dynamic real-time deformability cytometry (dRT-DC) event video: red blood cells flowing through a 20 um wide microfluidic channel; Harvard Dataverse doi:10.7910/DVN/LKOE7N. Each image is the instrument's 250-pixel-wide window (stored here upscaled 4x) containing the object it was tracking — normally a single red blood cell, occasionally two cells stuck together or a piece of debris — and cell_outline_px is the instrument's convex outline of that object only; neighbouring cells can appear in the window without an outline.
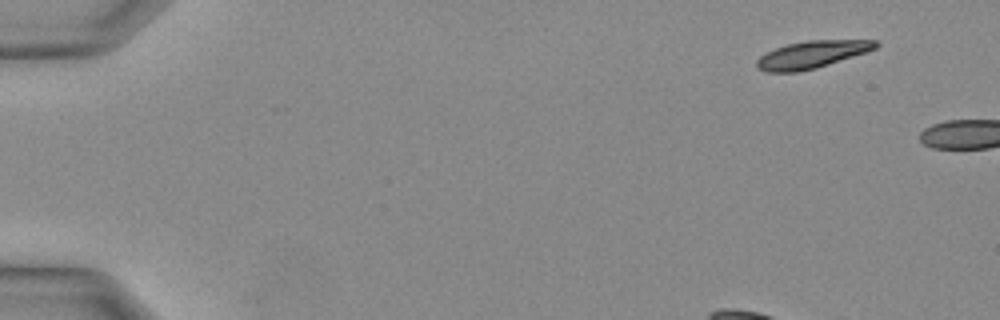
{"species": "Egyptian fruit bat (a non-hibernating species)", "species_latin": "Rousettus aegyptiacus", "temperature_condition": "warm", "stored_images_in_passage": 7, "camera_frame_rate_fps": 3000, "um_per_image_px": 0.085, "animal": {"sex": "female"}, "frame": {"image": 1, "passage_image": 1, "time_ms": 0.0, "image_size_px": [1000, 320], "cell_outline_px": [[880, 44], [876, 48], [868, 52], [816, 68], [800, 72], [764, 72], [756, 68], [756, 60], [760, 56], [776, 48], [788, 44], [808, 40], [876, 40]], "centroid_in_image_um": [69.01, 4.64], "position_along_channel_um": 16.0, "area_um2": 19.02}}